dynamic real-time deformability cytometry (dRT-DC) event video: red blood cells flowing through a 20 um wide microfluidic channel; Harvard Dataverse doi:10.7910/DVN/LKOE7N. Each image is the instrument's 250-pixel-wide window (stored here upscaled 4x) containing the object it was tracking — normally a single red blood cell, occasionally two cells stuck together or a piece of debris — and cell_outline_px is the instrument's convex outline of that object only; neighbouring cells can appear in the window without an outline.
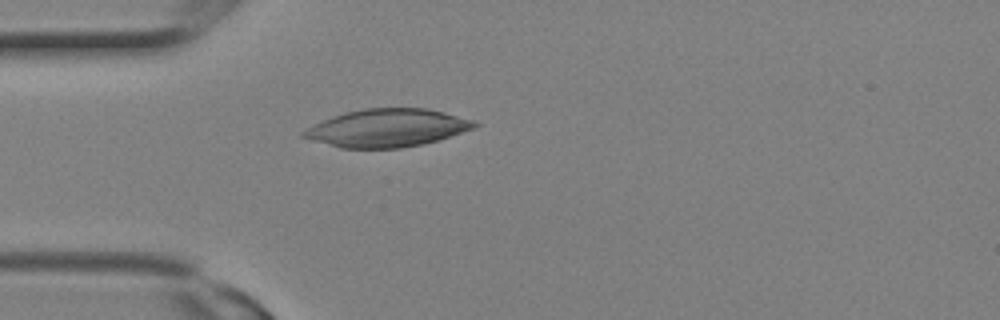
{"species": "Egyptian fruit bat (a non-hibernating species)", "species_latin": "Rousettus aegyptiacus", "temperature_condition": "room temperature", "stored_images_in_passage": 3, "camera_frame_rate_fps": 3000, "um_per_image_px": 0.085, "animal": {"sex": "female"}, "frame": {"image": 1, "passage_image": 3, "time_ms": 0.667, "image_size_px": [1000, 320], "cell_outline_px": [[480, 124], [472, 128], [440, 140], [424, 144], [400, 148], [340, 148], [312, 140], [300, 136], [300, 132], [332, 116], [344, 112], [364, 108], [428, 108], [476, 120]], "centroid_in_image_um": [32.93, 10.87], "position_along_channel_um": 52.1, "area_um2": 37.8}}